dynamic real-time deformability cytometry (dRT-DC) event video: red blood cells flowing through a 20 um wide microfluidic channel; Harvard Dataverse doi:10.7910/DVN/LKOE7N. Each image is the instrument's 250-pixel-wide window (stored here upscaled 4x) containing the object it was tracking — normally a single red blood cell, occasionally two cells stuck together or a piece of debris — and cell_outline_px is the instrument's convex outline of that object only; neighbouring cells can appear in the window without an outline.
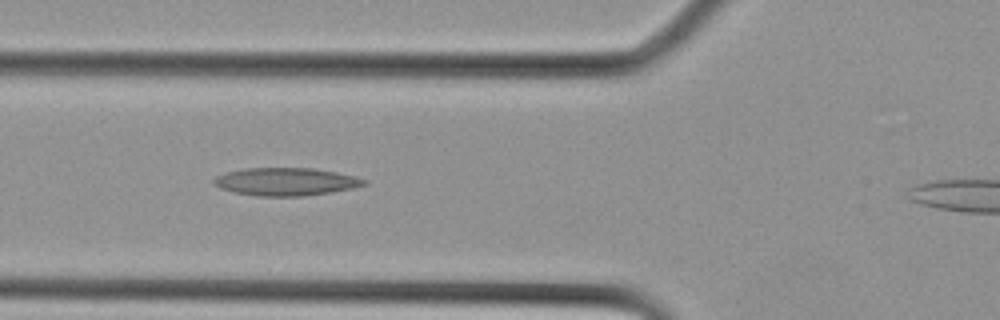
{"species": "Egyptian fruit bat (a non-hibernating species)", "species_latin": "Rousettus aegyptiacus", "temperature_condition": "cold", "stored_images_in_passage": 7, "camera_frame_rate_fps": 3000, "um_per_image_px": 0.085, "animal": {"sex": "female"}, "frame": {"image": 1, "passage_image": 2, "time_ms": 0.333, "image_size_px": [1000, 320], "cell_outline_px": [[356, 184], [340, 188], [320, 192], [244, 192], [232, 188], [240, 172], [268, 168], [288, 168], [324, 172], [340, 176], [352, 180]], "centroid_in_image_um": [24.55, 15.38], "position_along_channel_um": 101.2, "area_um2": 16.76}}
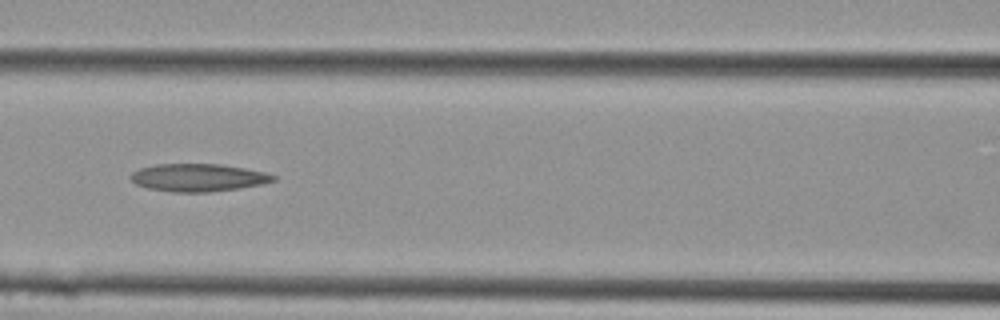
{"frame": {"image": 2, "passage_image": 4, "time_ms": 1.0, "image_size_px": [1000, 320], "cell_outline_px": [[268, 180], [252, 184], [228, 188], [160, 188], [144, 184], [136, 180], [140, 172], [152, 168], [172, 164], [204, 164], [232, 168], [252, 172], [268, 176]], "centroid_in_image_um": [16.84, 15.03], "position_along_channel_um": 149.8, "area_um2": 17.69}}
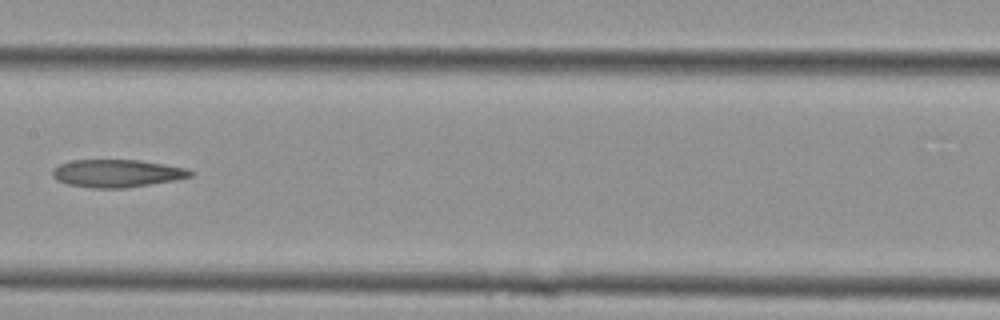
{"frame": {"image": 3, "passage_image": 6, "time_ms": 1.667, "image_size_px": [1000, 320], "cell_outline_px": [[188, 172], [184, 176], [140, 184], [76, 184], [64, 180], [56, 176], [56, 172], [60, 168], [68, 164], [84, 160], [128, 160], [176, 168]], "centroid_in_image_um": [9.88, 14.66], "position_along_channel_um": 197.5, "area_um2": 17.69}}